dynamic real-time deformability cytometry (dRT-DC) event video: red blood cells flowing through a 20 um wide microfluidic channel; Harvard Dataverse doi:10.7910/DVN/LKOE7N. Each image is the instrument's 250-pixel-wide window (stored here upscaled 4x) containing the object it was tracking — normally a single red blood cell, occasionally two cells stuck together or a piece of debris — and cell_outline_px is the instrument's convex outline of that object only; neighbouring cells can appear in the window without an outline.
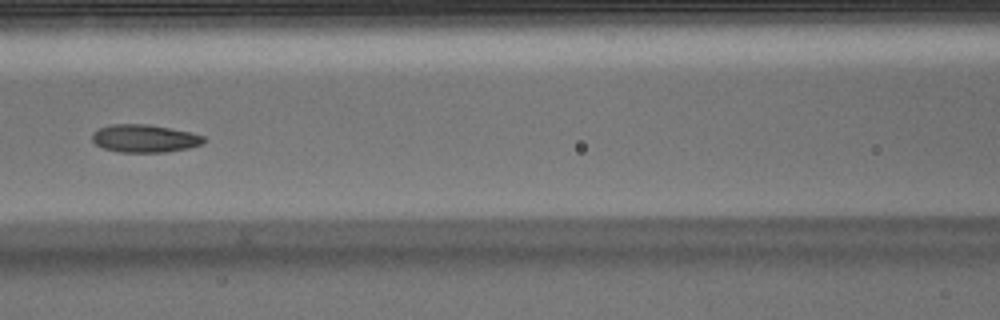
{"species": "Egyptian fruit bat (a non-hibernating species)", "species_latin": "Rousettus aegyptiacus", "temperature_condition": "warm", "stored_images_in_passage": 5, "camera_frame_rate_fps": 3000, "um_per_image_px": 0.085, "animal": {"sex": "male"}, "frame": {"image": 1, "passage_image": 5, "time_ms": 1.333, "image_size_px": [1000, 320], "cell_outline_px": [[204, 144], [188, 148], [164, 152], [120, 152], [104, 148], [96, 144], [92, 140], [92, 132], [100, 128], [112, 124], [148, 124], [192, 132], [204, 136]], "centroid_in_image_um": [12.3, 11.76], "position_along_channel_um": 154.3, "area_um2": 18.09}}